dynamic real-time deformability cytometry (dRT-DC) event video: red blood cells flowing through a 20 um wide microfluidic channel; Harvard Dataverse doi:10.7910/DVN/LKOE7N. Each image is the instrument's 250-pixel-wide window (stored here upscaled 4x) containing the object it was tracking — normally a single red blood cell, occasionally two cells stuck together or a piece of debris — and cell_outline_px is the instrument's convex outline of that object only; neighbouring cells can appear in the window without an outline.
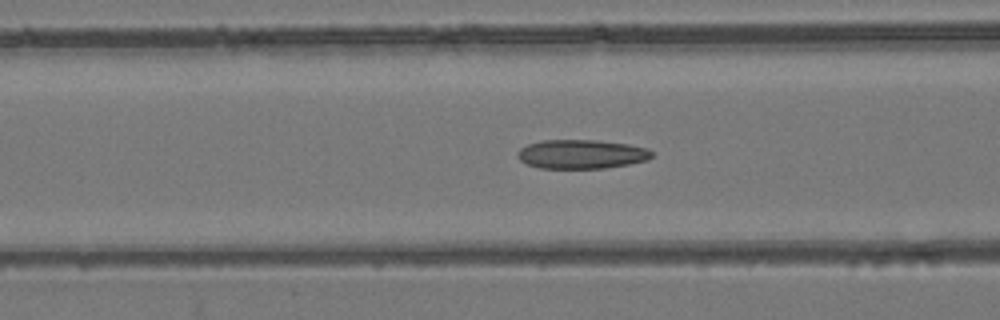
{"species": "common noctule bat (a hibernating species)", "species_latin": "Nyctalus noctula", "temperature_condition": "room temperature", "stored_images_in_passage": 41, "camera_frame_rate_fps": 3000, "um_per_image_px": 0.085, "animal": {"sex": "female", "body_mass_g": 24.6, "forearm_length_mm": 56.2}, "frame": {"image": 1, "passage_image": 9, "time_ms": 2.667, "image_size_px": [1000, 320], "cell_outline_px": [[652, 156], [648, 160], [628, 164], [604, 168], [540, 168], [528, 164], [520, 160], [516, 156], [516, 152], [520, 148], [528, 144], [540, 140], [596, 140], [628, 144], [648, 148], [652, 152]], "centroid_in_image_um": [49.4, 13.1], "position_along_channel_um": 117.2, "area_um2": 22.77}}
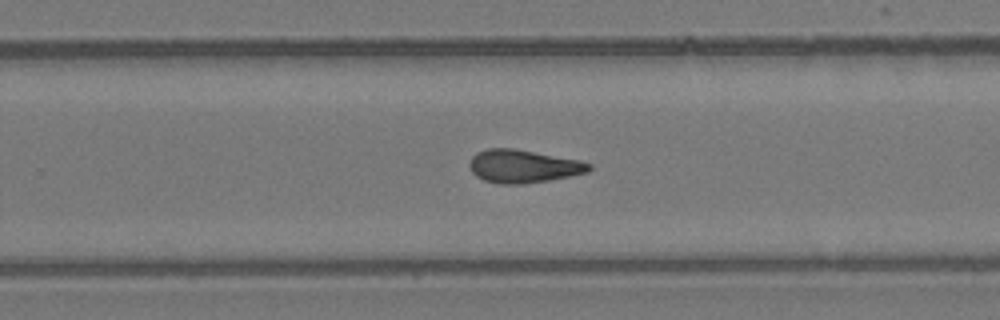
{"frame": {"image": 2, "passage_image": 22, "time_ms": 7.0, "image_size_px": [1000, 320], "cell_outline_px": [[592, 168], [588, 172], [548, 180], [524, 184], [500, 184], [484, 180], [476, 176], [472, 172], [468, 164], [472, 156], [476, 152], [488, 148], [512, 148], [580, 160], [592, 164]], "centroid_in_image_um": [44.45, 14.13], "position_along_channel_um": 285.3, "area_um2": 23.0}}
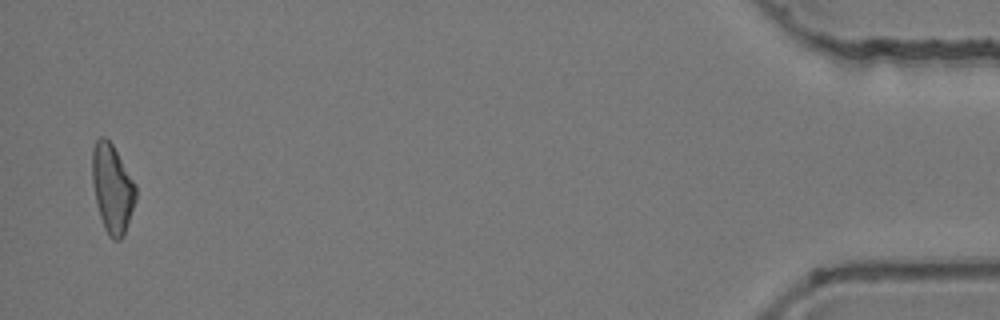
{"frame": {"image": 3, "passage_image": 40, "time_ms": 13.0, "image_size_px": [1000, 320], "cell_outline_px": [[136, 200], [124, 236], [120, 240], [112, 240], [108, 236], [104, 228], [96, 204], [92, 180], [92, 148], [96, 140], [100, 136], [104, 136], [112, 144], [136, 184]], "centroid_in_image_um": [9.54, 16.04], "position_along_channel_um": 425.7, "area_um2": 22.66}, "authors_computed_cell_mechanics": {"area_um2": 22.5998, "velocity_mm_per_s": 3.8769, "shape_relaxation_time_tau1_ms": null, "shape_relaxation_time_tau2_ms": 5.0295, "deformation_change_tau1": null, "deformation_change_tau2": 0.1408}}